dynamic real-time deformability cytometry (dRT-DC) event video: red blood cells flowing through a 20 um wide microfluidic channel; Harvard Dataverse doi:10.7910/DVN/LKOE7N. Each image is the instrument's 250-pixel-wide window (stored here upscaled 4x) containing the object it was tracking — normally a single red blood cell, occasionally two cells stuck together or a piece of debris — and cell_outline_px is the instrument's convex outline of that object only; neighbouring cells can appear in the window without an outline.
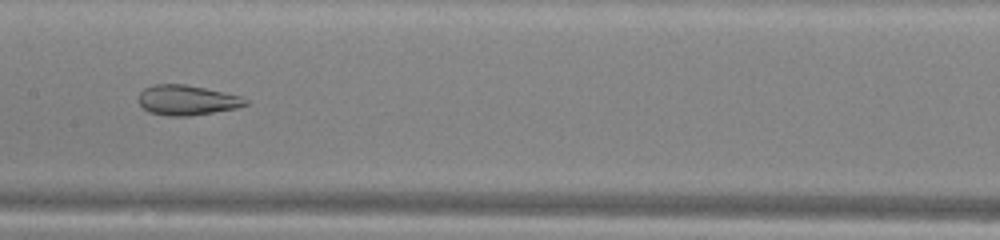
{"species": "common noctule bat (a hibernating species)", "species_latin": "Nyctalus noctula", "temperature_condition": "warm", "stored_images_in_passage": 50, "camera_frame_rate_fps": 3000, "um_per_image_px": 0.085, "animal": {"sex": "male", "body_mass_g": 13.0, "forearm_length_mm": 53.1}, "frame": {"image": 1, "passage_image": 25, "time_ms": 8.0, "image_size_px": [1000, 240], "cell_outline_px": [[248, 104], [236, 108], [188, 116], [168, 116], [148, 112], [136, 100], [140, 92], [144, 88], [156, 84], [184, 84], [224, 92], [240, 96], [248, 100]], "centroid_in_image_um": [15.85, 8.51], "position_along_channel_um": 191.5, "area_um2": 18.67}}
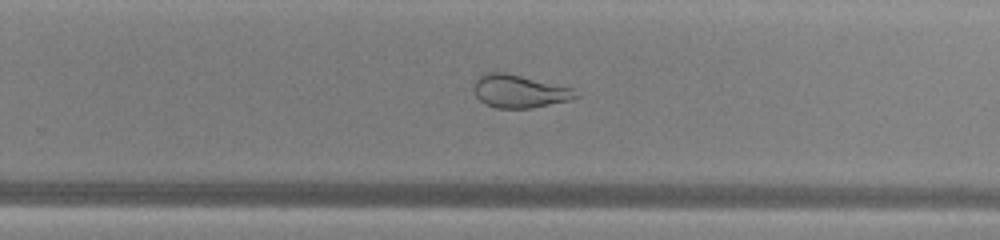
{"frame": {"image": 2, "passage_image": 32, "time_ms": 10.333, "image_size_px": [1000, 240], "cell_outline_px": [[580, 96], [568, 100], [532, 108], [496, 108], [484, 104], [476, 96], [472, 88], [472, 84], [476, 76], [484, 72], [504, 72], [572, 88]], "centroid_in_image_um": [44.05, 7.75], "position_along_channel_um": 285.8, "area_um2": 19.65}}
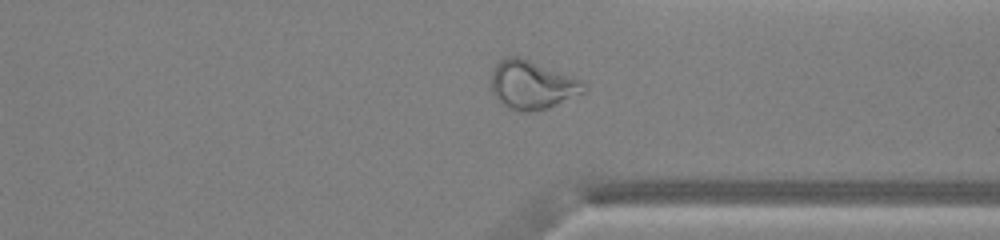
{"frame": {"image": 3, "passage_image": 38, "time_ms": 12.333, "image_size_px": [1000, 240], "cell_outline_px": [[588, 88], [584, 92], [548, 108], [524, 112], [520, 112], [508, 108], [500, 104], [492, 92], [492, 72], [496, 64], [504, 56], [520, 56], [580, 80], [588, 84]], "centroid_in_image_um": [45.2, 7.22], "position_along_channel_um": 366.2, "area_um2": 26.13}, "authors_computed_cell_mechanics": {"area_um2": 27.3105, "velocity_mm_per_s": 4.051, "shape_relaxation_time_tau1_ms": null, "shape_relaxation_time_tau2_ms": 1.4437, "deformation_change_tau1": null, "deformation_change_tau2": 0.0929}}